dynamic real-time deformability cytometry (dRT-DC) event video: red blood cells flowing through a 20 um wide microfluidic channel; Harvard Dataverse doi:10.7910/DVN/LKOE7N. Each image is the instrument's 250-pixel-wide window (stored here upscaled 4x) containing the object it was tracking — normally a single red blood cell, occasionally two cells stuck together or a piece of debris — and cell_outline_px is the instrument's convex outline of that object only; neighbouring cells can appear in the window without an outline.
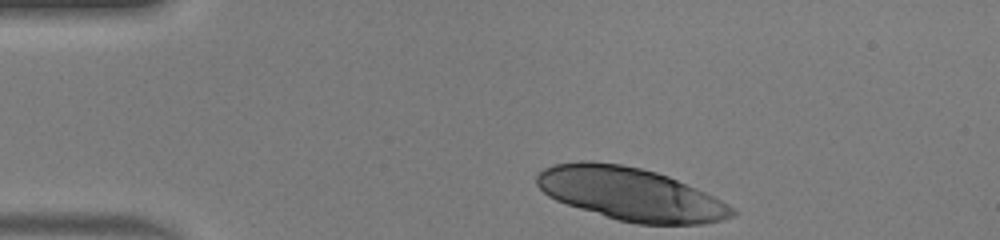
{"species": "human", "species_latin": "Homo sapiens", "temperature_condition": "warm", "stored_images_in_passage": 33, "camera_frame_rate_fps": 3000, "um_per_image_px": 0.085, "donor": {"sex": "male"}, "frame": {"image": 1, "passage_image": 1, "time_ms": 0.0, "image_size_px": [1000, 240], "cell_outline_px": [[736, 216], [704, 224], [636, 224], [616, 220], [556, 200], [548, 196], [536, 184], [536, 176], [544, 168], [552, 164], [580, 160], [592, 160], [620, 164], [640, 168], [656, 172], [668, 176], [696, 188], [736, 208]], "centroid_in_image_um": [53.58, 16.48], "position_along_channel_um": 31.4, "area_um2": 60.23}}